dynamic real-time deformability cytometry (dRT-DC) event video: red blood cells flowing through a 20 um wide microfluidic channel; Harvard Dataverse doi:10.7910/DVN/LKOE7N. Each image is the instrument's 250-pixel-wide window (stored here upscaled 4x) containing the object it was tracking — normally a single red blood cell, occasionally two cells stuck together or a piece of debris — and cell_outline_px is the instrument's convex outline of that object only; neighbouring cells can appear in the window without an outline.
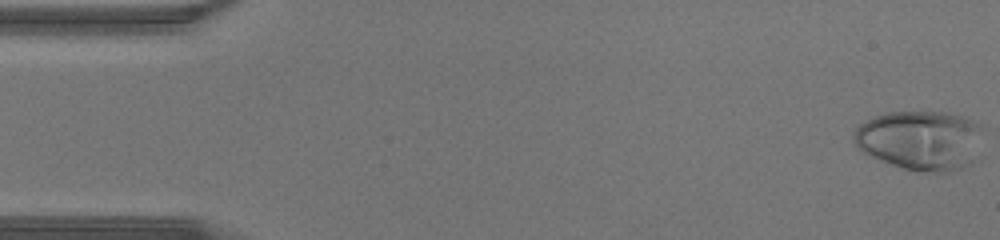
{"species": "human", "species_latin": "Homo sapiens", "temperature_condition": "warm", "stored_images_in_passage": 45, "camera_frame_rate_fps": 3000, "um_per_image_px": 0.085, "donor": {"sex": "male"}, "frame": {"image": 1, "passage_image": 1, "time_ms": 0.0, "image_size_px": [1000, 240], "cell_outline_px": [[980, 128], [972, 164], [948, 172], [924, 172], [904, 168], [880, 160], [864, 152], [852, 140], [852, 136], [856, 128], [860, 124], [876, 116], [888, 112], [948, 112], [972, 120], [980, 124]], "centroid_in_image_um": [78.19, 11.91], "position_along_channel_um": 6.8, "area_um2": 44.16}}
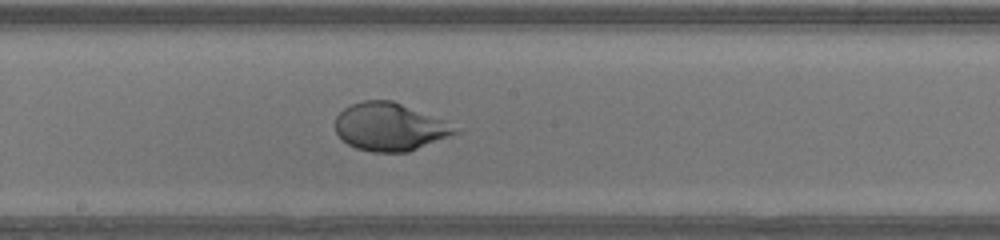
{"frame": {"image": 2, "passage_image": 24, "time_ms": 7.667, "image_size_px": [1000, 240], "cell_outline_px": [[460, 132], [408, 152], [372, 152], [356, 148], [348, 144], [336, 132], [336, 116], [344, 108], [352, 104], [364, 100], [392, 100], [444, 120]], "centroid_in_image_um": [33.11, 10.78], "position_along_channel_um": 215.1, "area_um2": 33.06}}
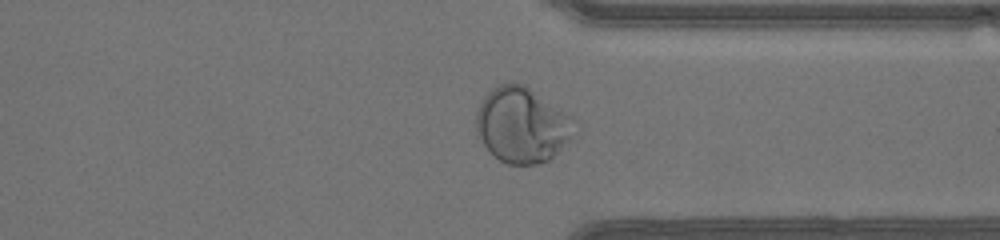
{"frame": {"image": 3, "passage_image": 34, "time_ms": 11.0, "image_size_px": [1000, 240], "cell_outline_px": [[572, 116], [568, 140], [548, 160], [536, 164], [508, 164], [500, 160], [484, 144], [476, 132], [476, 112], [484, 96], [492, 88], [500, 84], [524, 84]], "centroid_in_image_um": [44.31, 10.61], "position_along_channel_um": 367.1, "area_um2": 41.96}}